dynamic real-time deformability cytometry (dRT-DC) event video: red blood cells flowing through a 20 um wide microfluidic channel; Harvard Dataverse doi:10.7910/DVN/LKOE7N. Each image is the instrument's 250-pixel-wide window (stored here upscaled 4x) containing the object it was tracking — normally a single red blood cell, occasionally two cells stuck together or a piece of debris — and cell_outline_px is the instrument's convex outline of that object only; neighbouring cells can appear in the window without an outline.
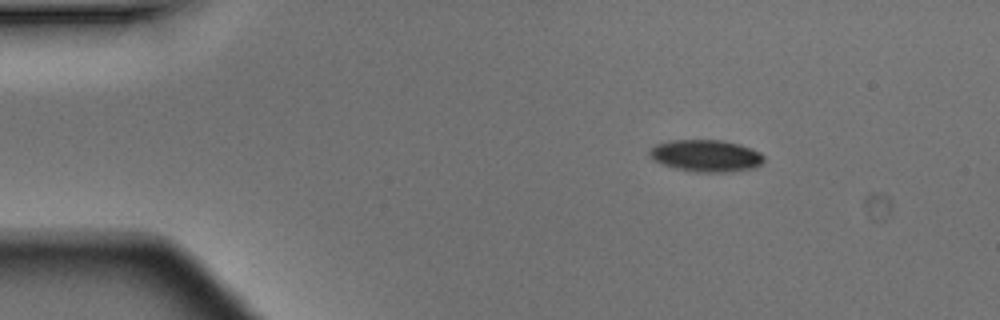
{"species": "Egyptian fruit bat (a non-hibernating species)", "species_latin": "Rousettus aegyptiacus", "temperature_condition": "warm", "stored_images_in_passage": 3, "camera_frame_rate_fps": 3000, "um_per_image_px": 0.085, "animal": {"sex": "male"}, "frame": {"image": 1, "passage_image": 2, "time_ms": 0.333, "image_size_px": [1000, 320], "cell_outline_px": [[764, 160], [760, 164], [752, 168], [724, 172], [696, 172], [676, 168], [652, 160], [648, 152], [656, 144], [668, 140], [724, 140], [740, 144], [752, 148], [760, 152], [764, 156]], "centroid_in_image_um": [60.01, 13.22], "position_along_channel_um": 25.0, "area_um2": 21.27}}
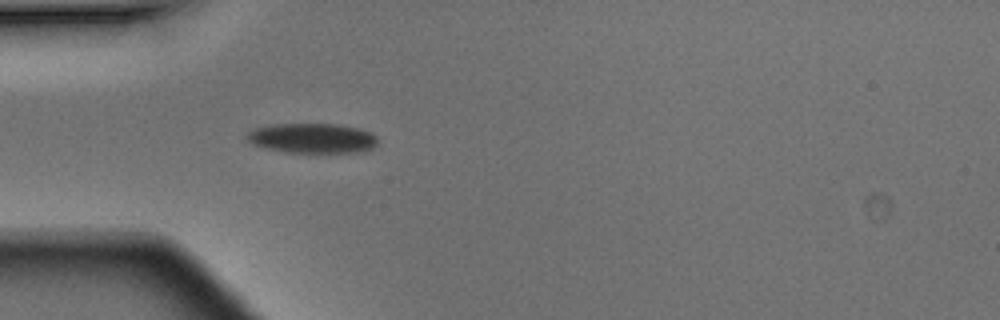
{"frame": {"image": 2, "passage_image": 3, "time_ms": 0.667, "image_size_px": [1000, 320], "cell_outline_px": [[376, 144], [372, 148], [356, 152], [284, 152], [252, 144], [244, 136], [252, 128], [268, 124], [340, 124], [360, 128], [372, 132], [376, 136]], "centroid_in_image_um": [26.51, 11.72], "position_along_channel_um": 58.5, "area_um2": 22.89}}